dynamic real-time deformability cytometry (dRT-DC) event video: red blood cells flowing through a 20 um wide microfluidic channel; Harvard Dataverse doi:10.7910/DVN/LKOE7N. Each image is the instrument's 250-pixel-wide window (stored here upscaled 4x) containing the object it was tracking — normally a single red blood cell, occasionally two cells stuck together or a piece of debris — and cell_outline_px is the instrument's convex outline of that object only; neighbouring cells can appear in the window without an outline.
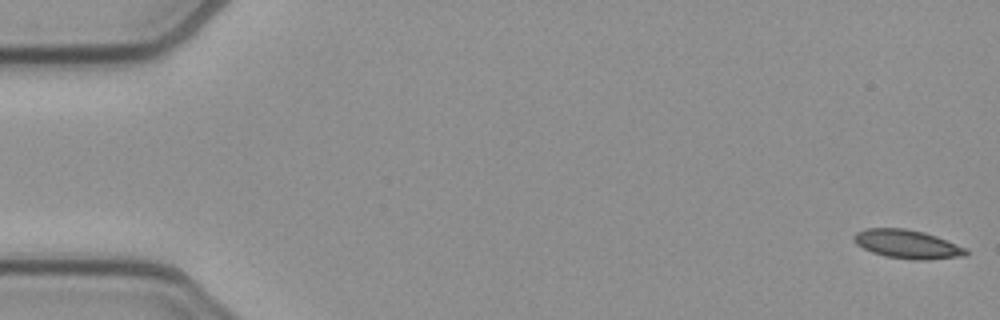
{"species": "common noctule bat (a hibernating species)", "species_latin": "Nyctalus noctula", "temperature_condition": "cold", "stored_images_in_passage": 54, "segment_of_instrument_passage": [1, 2], "camera_frame_rate_fps": 3000, "um_per_image_px": 0.085, "animal": {"sex": "female", "body_mass_g": 21.9}, "frame": {"image": 1, "passage_image": 1, "time_ms": 0.0, "image_size_px": [1000, 320], "cell_outline_px": [[968, 256], [928, 260], [916, 260], [884, 256], [872, 252], [856, 244], [852, 240], [852, 236], [856, 232], [864, 228], [904, 228], [924, 232], [936, 236], [968, 248]], "centroid_in_image_um": [77.14, 20.76], "position_along_channel_um": 7.9, "area_um2": 19.02}}
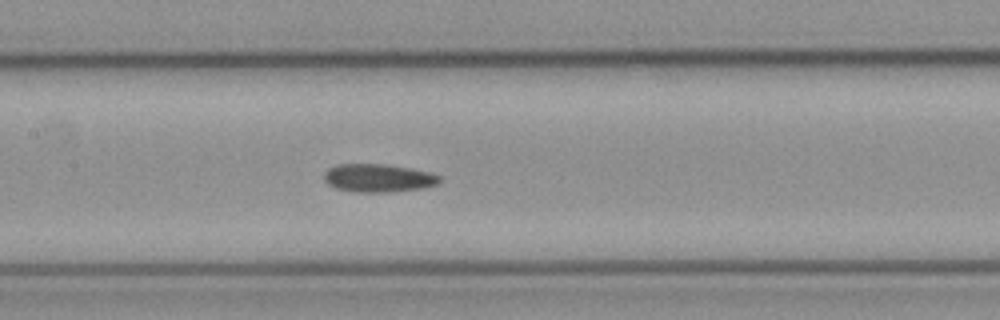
{"frame": {"image": 2, "passage_image": 25, "time_ms": 8.0, "image_size_px": [1000, 320], "cell_outline_px": [[440, 180], [436, 184], [424, 188], [392, 192], [352, 192], [336, 188], [328, 184], [324, 180], [324, 172], [328, 168], [336, 164], [384, 164], [408, 168], [428, 172], [440, 176]], "centroid_in_image_um": [32.11, 15.14], "position_along_channel_um": 175.3, "area_um2": 18.96}}
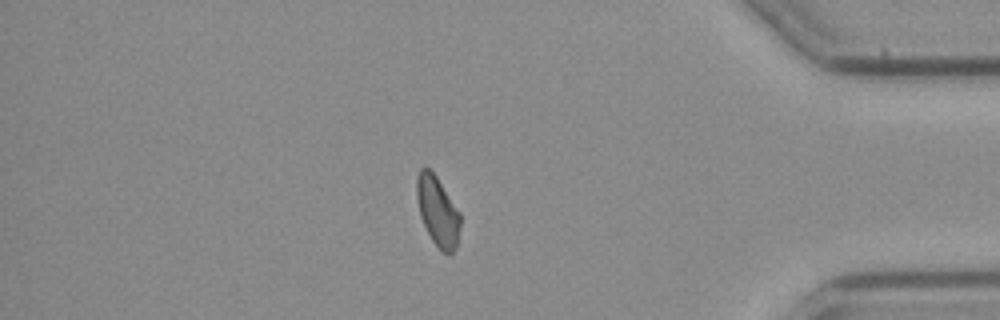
{"frame": {"image": 3, "passage_image": 45, "time_ms": 14.667, "image_size_px": [1000, 320], "cell_outline_px": [[460, 224], [456, 248], [448, 256], [432, 240], [420, 216], [416, 196], [416, 180], [420, 168], [428, 168], [436, 176], [460, 212]], "centroid_in_image_um": [37.19, 17.95], "position_along_channel_um": 398.0, "area_um2": 17.46}}